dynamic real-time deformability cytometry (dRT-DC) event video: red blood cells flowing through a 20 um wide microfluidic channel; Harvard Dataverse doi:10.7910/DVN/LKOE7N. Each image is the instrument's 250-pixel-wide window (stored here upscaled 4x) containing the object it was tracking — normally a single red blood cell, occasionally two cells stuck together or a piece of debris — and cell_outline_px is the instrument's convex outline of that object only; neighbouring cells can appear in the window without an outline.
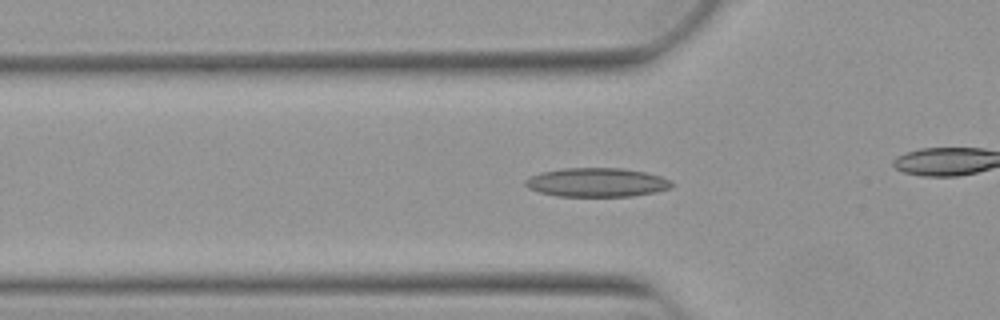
{"species": "Egyptian fruit bat (a non-hibernating species)", "species_latin": "Rousettus aegyptiacus", "temperature_condition": "warm", "stored_images_in_passage": 40, "camera_frame_rate_fps": 3000, "um_per_image_px": 0.085, "animal": {"sex": "female"}, "frame": {"image": 1, "passage_image": 16, "time_ms": 5.0, "image_size_px": [1000, 320], "cell_outline_px": [[672, 188], [656, 192], [632, 196], [556, 196], [540, 192], [528, 188], [524, 184], [524, 180], [528, 176], [540, 172], [564, 168], [620, 168], [644, 172], [660, 176], [668, 180], [672, 184]], "centroid_in_image_um": [50.68, 15.5], "position_along_channel_um": 75.1, "area_um2": 24.68}}
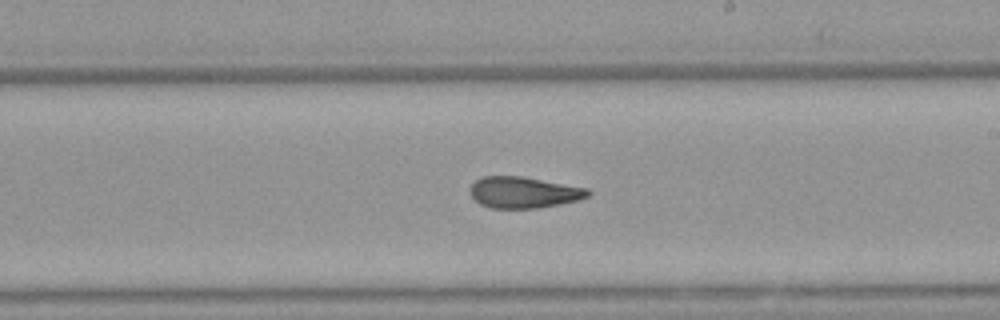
{"frame": {"image": 2, "passage_image": 29, "time_ms": 9.333, "image_size_px": [1000, 320], "cell_outline_px": [[592, 192], [588, 196], [576, 200], [560, 204], [536, 208], [492, 208], [480, 204], [468, 192], [468, 188], [476, 180], [484, 176], [520, 176], [588, 188]], "centroid_in_image_um": [44.48, 16.35], "position_along_channel_um": 244.5, "area_um2": 21.39}}
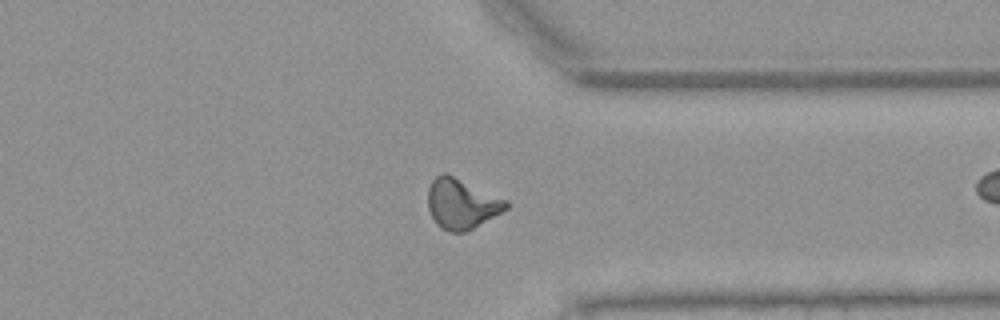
{"frame": {"image": 3, "passage_image": 39, "time_ms": 12.667, "image_size_px": [1000, 320], "cell_outline_px": [[508, 208], [472, 228], [464, 232], [448, 232], [440, 228], [436, 224], [428, 208], [428, 188], [432, 180], [440, 172], [444, 172], [508, 200]], "centroid_in_image_um": [39.2, 17.31], "position_along_channel_um": 372.2, "area_um2": 22.66}}